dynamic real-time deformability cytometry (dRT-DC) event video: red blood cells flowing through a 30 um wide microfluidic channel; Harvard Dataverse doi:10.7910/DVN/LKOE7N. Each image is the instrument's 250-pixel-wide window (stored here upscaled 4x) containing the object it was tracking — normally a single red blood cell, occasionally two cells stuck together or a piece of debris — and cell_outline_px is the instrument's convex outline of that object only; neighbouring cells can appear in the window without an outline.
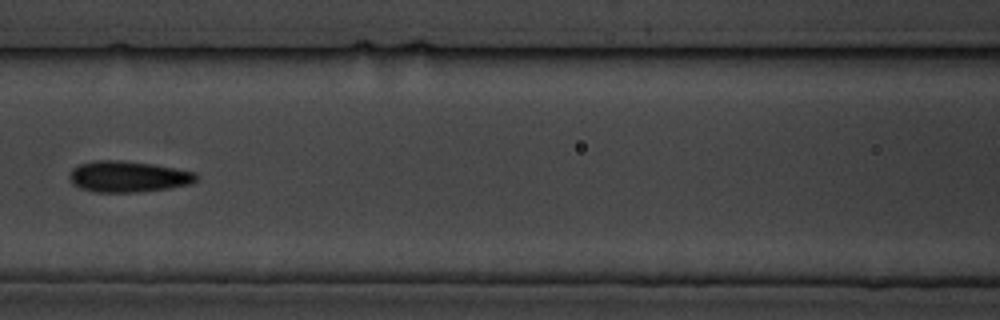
{"species": "common noctule bat (a hibernating species)", "species_latin": "Nyctalus noctula", "temperature_condition": "cold", "stored_images_in_passage": 10, "camera_frame_rate_fps": 3000, "um_per_image_px": 0.085, "animal": {"sex": "male", "body_mass_g": 19.5, "forearm_length_mm": 54.6}, "frame": {"image": 1, "passage_image": 6, "time_ms": 6.0, "image_size_px": [1000, 320], "cell_outline_px": [[200, 176], [192, 184], [168, 188], [136, 192], [96, 192], [80, 188], [72, 184], [68, 176], [72, 168], [80, 164], [92, 160], [120, 160], [152, 164], [176, 168], [196, 172]], "centroid_in_image_um": [10.89, 15.0], "position_along_channel_um": 155.7, "area_um2": 23.18}}
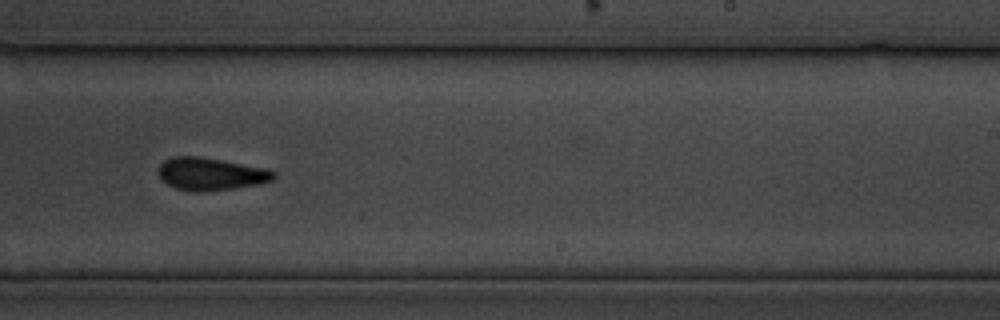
{"frame": {"image": 2, "passage_image": 9, "time_ms": 9.333, "image_size_px": [1000, 320], "cell_outline_px": [[276, 176], [272, 180], [256, 184], [232, 188], [200, 192], [192, 192], [176, 188], [168, 184], [156, 172], [160, 164], [164, 160], [172, 156], [200, 156], [268, 168], [276, 172]], "centroid_in_image_um": [17.9, 14.77], "position_along_channel_um": 271.1, "area_um2": 21.96}}
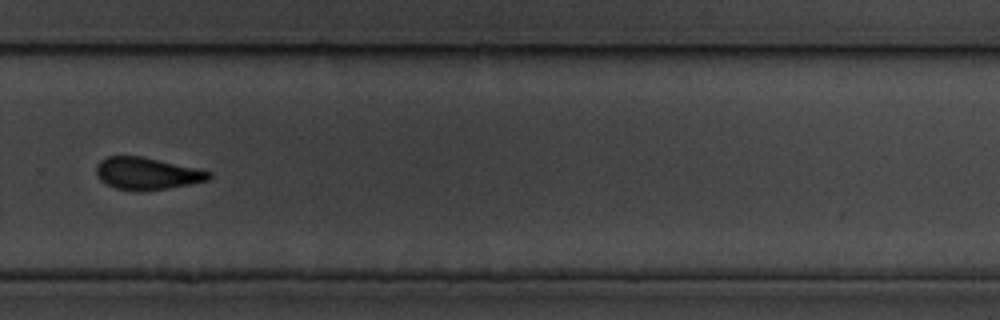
{"frame": {"image": 3, "passage_image": 10, "time_ms": 10.667, "image_size_px": [1000, 320], "cell_outline_px": [[212, 176], [208, 180], [168, 188], [140, 192], [116, 188], [100, 180], [96, 176], [96, 164], [100, 160], [108, 156], [140, 156], [196, 168], [212, 172]], "centroid_in_image_um": [12.46, 14.75], "position_along_channel_um": 317.3, "area_um2": 21.04}}